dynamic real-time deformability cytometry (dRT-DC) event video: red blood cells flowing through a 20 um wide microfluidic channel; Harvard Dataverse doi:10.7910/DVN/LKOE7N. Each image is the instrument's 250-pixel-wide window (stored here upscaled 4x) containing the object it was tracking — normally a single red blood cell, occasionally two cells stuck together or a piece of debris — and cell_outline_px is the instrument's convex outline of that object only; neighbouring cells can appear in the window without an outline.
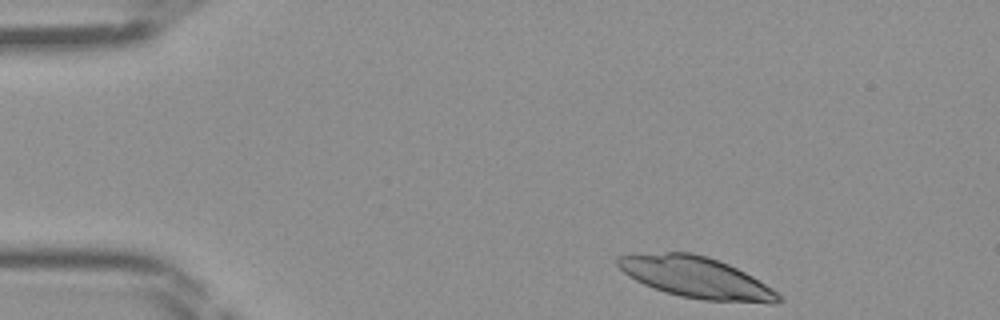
{"species": "Egyptian fruit bat (a non-hibernating species)", "species_latin": "Rousettus aegyptiacus", "temperature_condition": "room temperature", "stored_images_in_passage": 40, "camera_frame_rate_fps": 3000, "um_per_image_px": 0.085, "frame": {"image": 1, "passage_image": 1, "time_ms": 0.0, "image_size_px": [1000, 320], "cell_outline_px": [[784, 300], [772, 304], [768, 304], [704, 300], [680, 296], [664, 292], [644, 284], [628, 276], [616, 264], [616, 256], [664, 252], [692, 252], [708, 256], [728, 264], [752, 276], [772, 288]], "centroid_in_image_um": [59.2, 23.59], "position_along_channel_um": 25.8, "area_um2": 38.61}}